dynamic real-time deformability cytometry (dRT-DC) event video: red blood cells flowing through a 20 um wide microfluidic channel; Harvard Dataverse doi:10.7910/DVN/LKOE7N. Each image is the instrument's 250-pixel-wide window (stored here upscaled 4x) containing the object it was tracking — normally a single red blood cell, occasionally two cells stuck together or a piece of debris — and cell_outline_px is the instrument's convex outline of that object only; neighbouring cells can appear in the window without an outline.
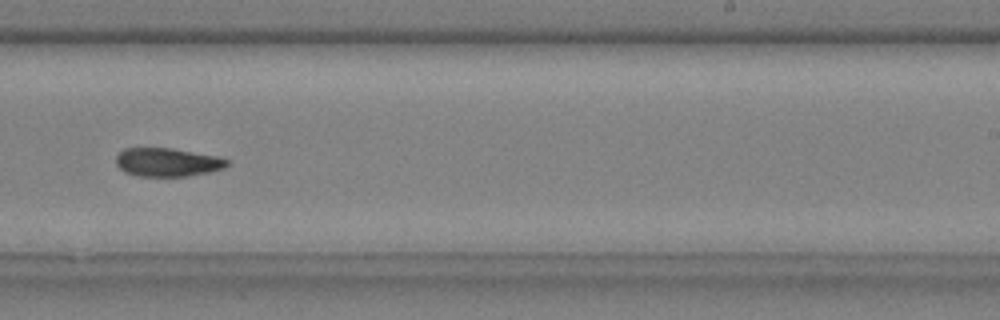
{"species": "common noctule bat (a hibernating species)", "species_latin": "Nyctalus noctula", "temperature_condition": "cold", "stored_images_in_passage": 11, "camera_frame_rate_fps": 3000, "um_per_image_px": 0.085, "animal": {"sex": "male", "body_mass_g": 20.4}, "frame": {"image": 1, "passage_image": 10, "time_ms": 3.0, "image_size_px": [1000, 320], "cell_outline_px": [[228, 164], [224, 168], [208, 172], [188, 176], [136, 176], [124, 172], [116, 164], [116, 156], [124, 148], [172, 148], [216, 156], [228, 160]], "centroid_in_image_um": [14.19, 13.79], "position_along_channel_um": 274.8, "area_um2": 18.38}}